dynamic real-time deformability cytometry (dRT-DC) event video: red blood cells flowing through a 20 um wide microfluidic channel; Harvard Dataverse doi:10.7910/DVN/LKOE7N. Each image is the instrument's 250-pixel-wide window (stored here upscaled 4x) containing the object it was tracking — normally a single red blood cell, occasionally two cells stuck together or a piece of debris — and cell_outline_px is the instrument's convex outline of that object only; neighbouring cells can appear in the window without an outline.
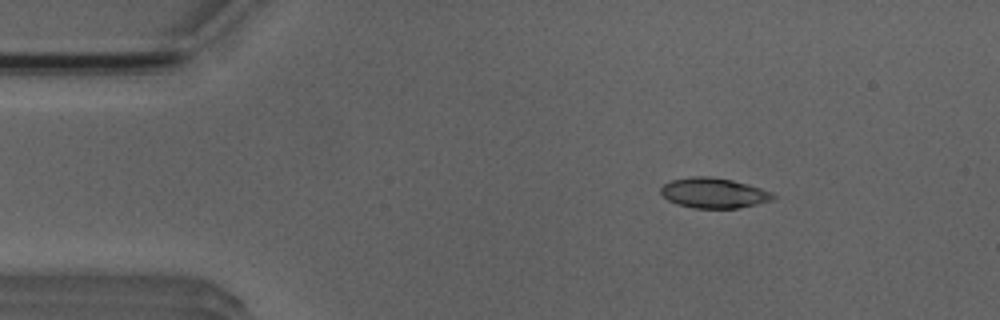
{"species": "Egyptian fruit bat (a non-hibernating species)", "species_latin": "Rousettus aegyptiacus", "temperature_condition": "room temperature", "stored_images_in_passage": 3, "camera_frame_rate_fps": 3000, "um_per_image_px": 0.085, "animal": {"sex": "male"}, "frame": {"image": 1, "passage_image": 1, "time_ms": 0.0, "image_size_px": [1000, 320], "cell_outline_px": [[776, 196], [772, 200], [756, 204], [736, 208], [692, 208], [676, 204], [668, 200], [660, 192], [660, 188], [664, 184], [672, 180], [692, 176], [708, 176], [732, 180], [748, 184], [772, 192]], "centroid_in_image_um": [60.65, 16.4], "position_along_channel_um": 24.3, "area_um2": 19.71}}